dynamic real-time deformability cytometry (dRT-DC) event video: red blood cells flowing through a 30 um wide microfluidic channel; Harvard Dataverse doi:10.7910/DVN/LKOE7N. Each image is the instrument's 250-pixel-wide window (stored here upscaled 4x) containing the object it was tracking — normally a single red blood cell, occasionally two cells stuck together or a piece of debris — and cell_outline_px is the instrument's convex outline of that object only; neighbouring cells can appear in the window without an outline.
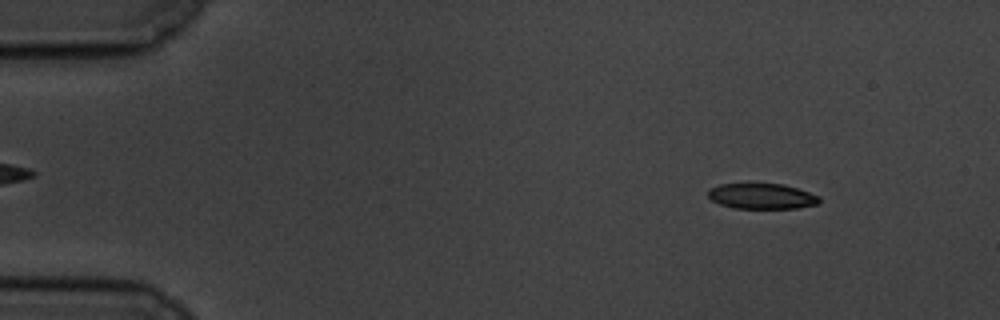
{"species": "common noctule bat (a hibernating species)", "species_latin": "Nyctalus noctula", "temperature_condition": "cold", "stored_images_in_passage": 59, "camera_frame_rate_fps": 3000, "um_per_image_px": 0.085, "animal": {"sex": "male", "body_mass_g": 19.5, "forearm_length_mm": 54.6}, "frame": {"image": 1, "passage_image": 7, "time_ms": 2.0, "image_size_px": [1000, 320], "cell_outline_px": [[820, 200], [816, 204], [796, 208], [732, 208], [720, 204], [712, 200], [708, 196], [708, 188], [720, 184], [752, 180], [784, 184], [820, 196]], "centroid_in_image_um": [64.68, 16.61], "position_along_channel_um": 20.3, "area_um2": 17.34}}
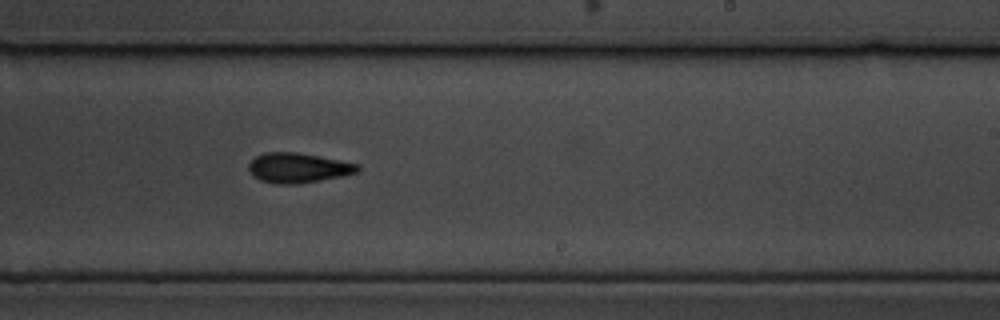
{"frame": {"image": 2, "passage_image": 36, "time_ms": 11.667, "image_size_px": [1000, 320], "cell_outline_px": [[360, 168], [356, 172], [340, 176], [296, 184], [272, 184], [260, 180], [252, 176], [248, 168], [248, 164], [256, 156], [264, 152], [296, 152], [360, 164]], "centroid_in_image_um": [25.28, 14.27], "position_along_channel_um": 263.7, "area_um2": 18.84}}
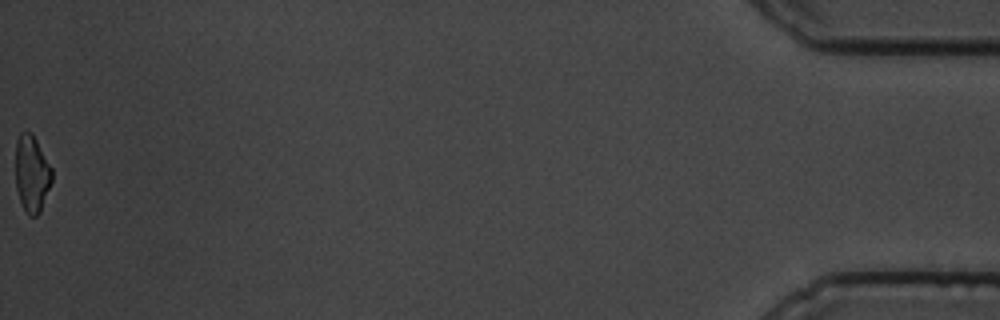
{"frame": {"image": 3, "passage_image": 59, "time_ms": 19.333, "image_size_px": [1000, 320], "cell_outline_px": [[52, 180], [40, 212], [36, 216], [28, 216], [24, 212], [16, 188], [16, 140], [20, 132], [32, 132], [52, 168]], "centroid_in_image_um": [2.7, 14.77], "position_along_channel_um": 432.5, "area_um2": 16.36}, "authors_computed_cell_mechanics": {"area_um2": 17.918, "velocity_mm_per_s": 3.4467, "shape_relaxation_time_tau1_ms": 3.1209, "shape_relaxation_time_tau2_ms": 5.1379, "deformation_change_tau1": 0.1213, "deformation_change_tau2": 0.132}}